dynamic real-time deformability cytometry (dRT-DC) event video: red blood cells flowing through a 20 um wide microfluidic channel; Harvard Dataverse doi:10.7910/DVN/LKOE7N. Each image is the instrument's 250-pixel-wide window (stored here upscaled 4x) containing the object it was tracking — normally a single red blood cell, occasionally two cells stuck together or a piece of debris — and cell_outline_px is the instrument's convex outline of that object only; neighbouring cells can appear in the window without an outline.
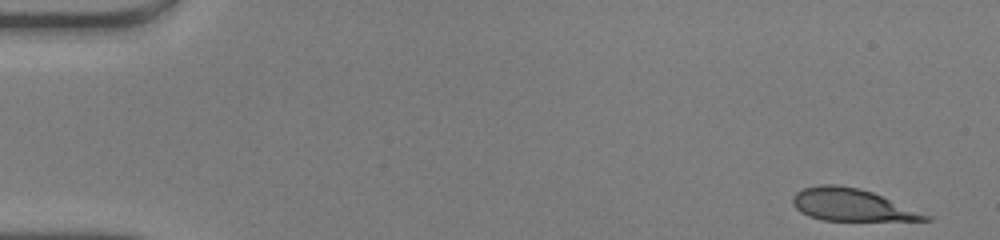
{"species": "human", "species_latin": "Homo sapiens", "temperature_condition": "warm", "stored_images_in_passage": 48, "camera_frame_rate_fps": 3000, "um_per_image_px": 0.085, "donor": {"sex": "male"}, "frame": {"image": 1, "passage_image": 1, "time_ms": 0.0, "image_size_px": [1000, 240], "cell_outline_px": [[936, 216], [932, 220], [820, 220], [808, 216], [800, 212], [792, 204], [792, 196], [800, 188], [820, 184], [836, 184], [856, 188], [872, 192]], "centroid_in_image_um": [72.42, 17.41], "position_along_channel_um": 12.6, "area_um2": 25.2}}
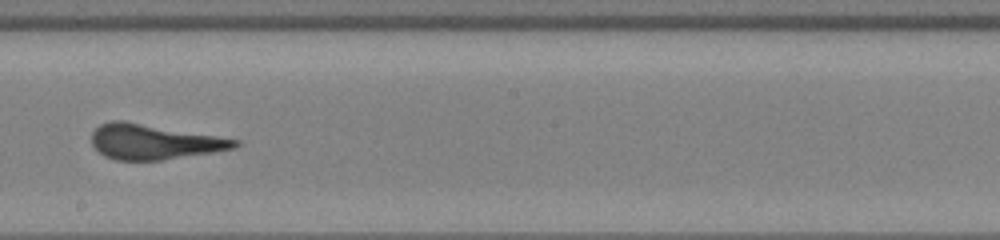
{"frame": {"image": 2, "passage_image": 27, "time_ms": 8.667, "image_size_px": [1000, 240], "cell_outline_px": [[240, 144], [236, 148], [212, 152], [160, 160], [116, 160], [104, 156], [92, 144], [92, 132], [100, 124], [112, 120], [124, 120], [240, 140]], "centroid_in_image_um": [13.07, 12.04], "position_along_channel_um": 235.1, "area_um2": 29.07}}
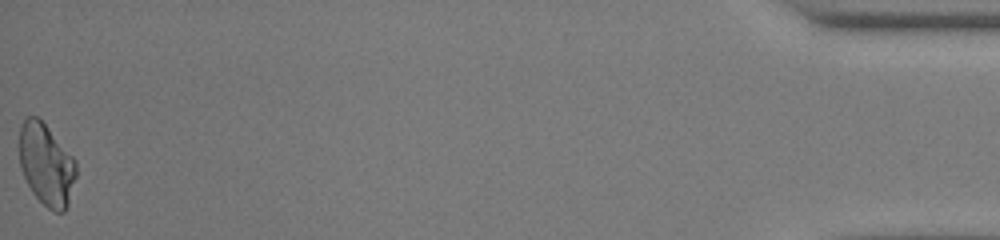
{"frame": {"image": 3, "passage_image": 48, "time_ms": 15.667, "image_size_px": [1000, 240], "cell_outline_px": [[76, 176], [68, 204], [64, 212], [56, 212], [48, 208], [32, 192], [20, 168], [20, 124], [28, 116], [36, 116], [44, 124], [76, 160]], "centroid_in_image_um": [3.94, 14.0], "position_along_channel_um": 431.3, "area_um2": 26.7}}